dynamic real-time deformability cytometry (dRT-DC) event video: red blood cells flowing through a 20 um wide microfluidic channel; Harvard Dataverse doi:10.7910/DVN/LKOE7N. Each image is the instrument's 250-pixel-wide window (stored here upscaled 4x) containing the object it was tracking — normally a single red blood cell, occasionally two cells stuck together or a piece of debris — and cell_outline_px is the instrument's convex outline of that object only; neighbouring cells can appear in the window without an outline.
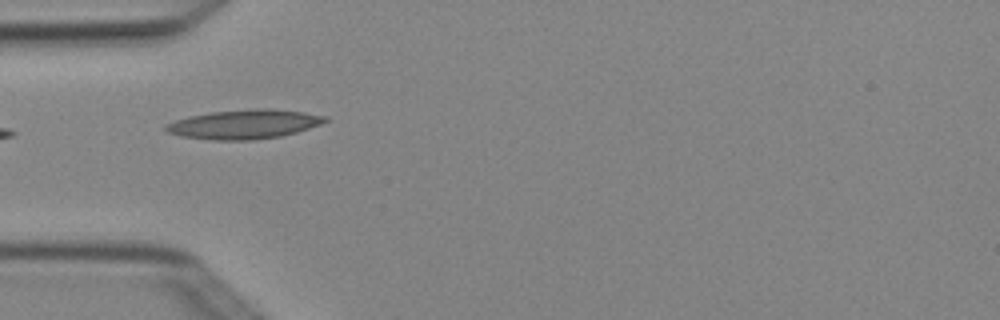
{"species": "Egyptian fruit bat (a non-hibernating species)", "species_latin": "Rousettus aegyptiacus", "temperature_condition": "cold", "stored_images_in_passage": 6, "camera_frame_rate_fps": 3000, "um_per_image_px": 0.085, "animal": {"sex": "female"}, "frame": {"image": 1, "passage_image": 5, "time_ms": 1.333, "image_size_px": [1000, 320], "cell_outline_px": [[328, 120], [320, 124], [296, 132], [280, 136], [252, 140], [212, 140], [180, 136], [168, 132], [164, 128], [164, 124], [188, 116], [212, 112], [256, 108], [272, 108], [304, 112], [328, 116]], "centroid_in_image_um": [20.75, 10.55], "position_along_channel_um": 64.3, "area_um2": 27.17}}
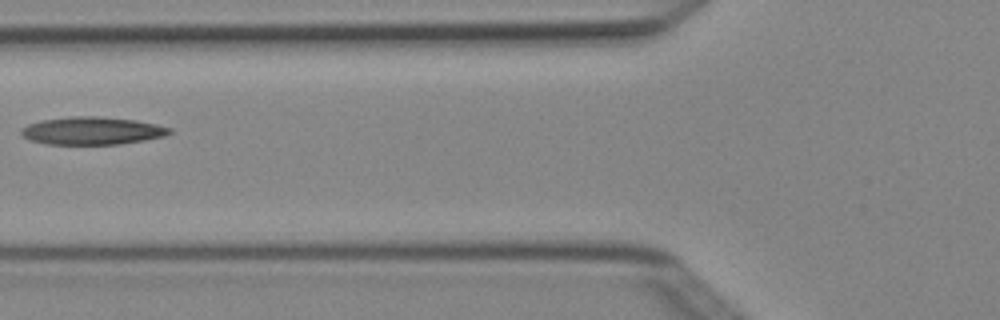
{"frame": {"image": 2, "passage_image": 6, "time_ms": 1.667, "image_size_px": [1000, 320], "cell_outline_px": [[172, 132], [164, 136], [144, 140], [120, 144], [48, 144], [28, 140], [20, 132], [20, 128], [28, 124], [40, 120], [72, 116], [96, 116], [136, 120], [156, 124], [172, 128]], "centroid_in_image_um": [7.81, 11.11], "position_along_channel_um": 118.0, "area_um2": 24.04}}